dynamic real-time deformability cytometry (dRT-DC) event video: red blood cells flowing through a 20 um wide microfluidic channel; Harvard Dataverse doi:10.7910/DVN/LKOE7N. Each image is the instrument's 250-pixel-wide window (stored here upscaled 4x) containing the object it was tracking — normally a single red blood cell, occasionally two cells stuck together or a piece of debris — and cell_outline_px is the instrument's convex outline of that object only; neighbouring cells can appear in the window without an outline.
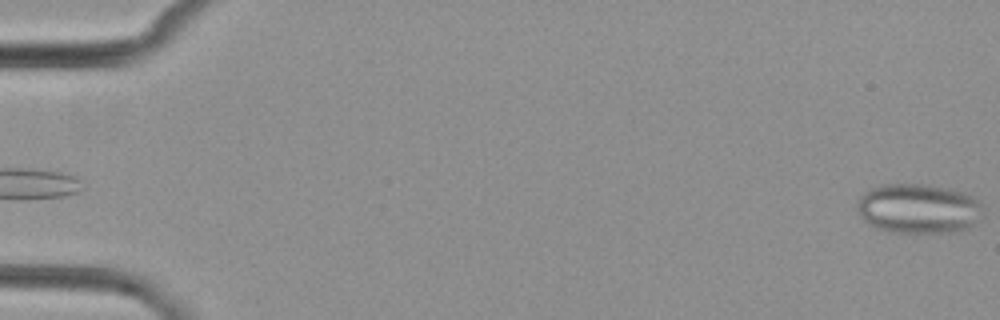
{"species": "common noctule bat (a hibernating species)", "species_latin": "Nyctalus noctula", "temperature_condition": "cold", "stored_images_in_passage": 7, "camera_frame_rate_fps": 3000, "um_per_image_px": 0.085, "animal": {"sex": "female", "body_mass_g": 29.2, "forearm_length_mm": 56.3}, "frame": {"image": 1, "passage_image": 1, "time_ms": 0.0, "image_size_px": [1000, 320], "cell_outline_px": [[980, 204], [972, 224], [968, 228], [960, 232], [888, 232], [876, 228], [868, 224], [860, 216], [856, 204], [860, 196], [864, 192], [872, 188], [884, 184], [924, 184], [964, 192], [980, 200]], "centroid_in_image_um": [77.98, 17.73], "position_along_channel_um": 7.0, "area_um2": 36.01}}